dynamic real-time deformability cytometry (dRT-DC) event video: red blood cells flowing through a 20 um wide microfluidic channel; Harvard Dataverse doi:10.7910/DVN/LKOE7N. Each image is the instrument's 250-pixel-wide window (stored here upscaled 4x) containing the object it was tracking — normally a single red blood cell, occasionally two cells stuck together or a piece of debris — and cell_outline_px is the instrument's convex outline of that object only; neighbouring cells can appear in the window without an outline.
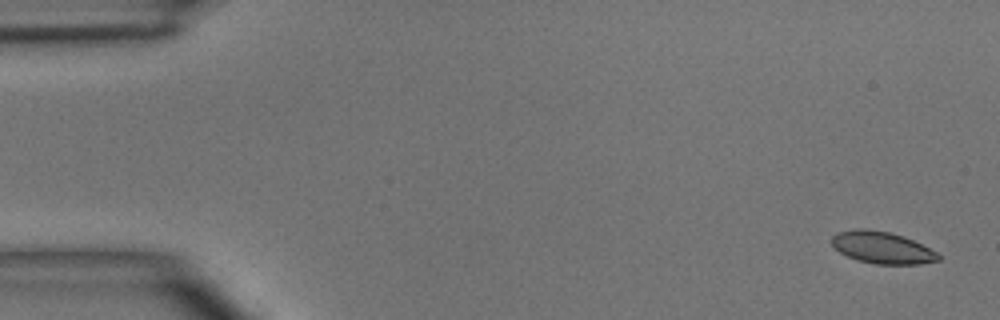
{"species": "common noctule bat (a hibernating species)", "species_latin": "Nyctalus noctula", "temperature_condition": "room temperature", "stored_images_in_passage": 5, "camera_frame_rate_fps": 3000, "um_per_image_px": 0.085, "animal": {"sex": "male", "body_mass_g": 15.6}, "frame": {"image": 1, "passage_image": 1, "time_ms": 0.0, "image_size_px": [1000, 320], "cell_outline_px": [[940, 260], [920, 264], [876, 264], [856, 260], [840, 252], [832, 244], [832, 236], [836, 232], [856, 228], [864, 228], [888, 232], [904, 236], [936, 252], [940, 256]], "centroid_in_image_um": [74.95, 21.04], "position_along_channel_um": 10.0, "area_um2": 19.71}}
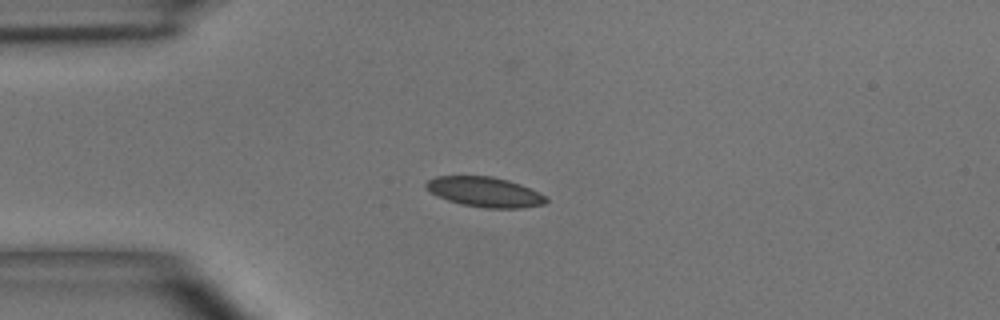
{"frame": {"image": 2, "passage_image": 4, "time_ms": 3.667, "image_size_px": [1000, 320], "cell_outline_px": [[548, 200], [544, 204], [524, 208], [484, 208], [460, 204], [436, 196], [424, 188], [424, 184], [428, 180], [436, 176], [492, 176], [508, 180], [520, 184], [544, 196]], "centroid_in_image_um": [41.14, 16.32], "position_along_channel_um": 43.9, "area_um2": 20.98}}
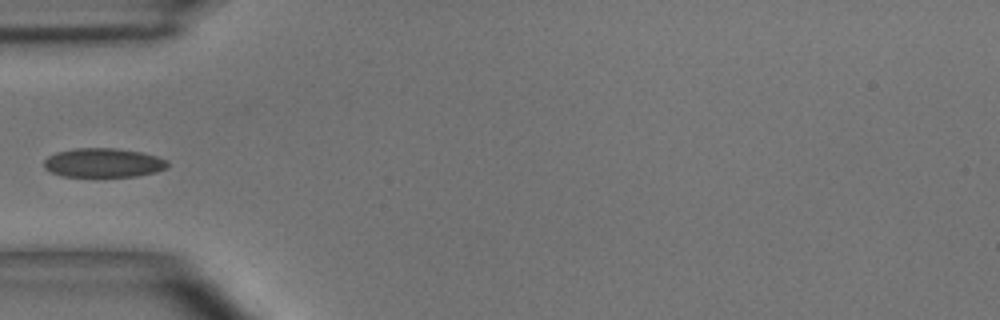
{"frame": {"image": 3, "passage_image": 5, "time_ms": 5.0, "image_size_px": [1000, 320], "cell_outline_px": [[168, 168], [156, 172], [136, 176], [60, 176], [44, 168], [44, 160], [48, 156], [56, 152], [76, 148], [116, 148], [140, 152], [156, 156], [168, 160]], "centroid_in_image_um": [8.79, 13.83], "position_along_channel_um": 76.2, "area_um2": 20.98}}